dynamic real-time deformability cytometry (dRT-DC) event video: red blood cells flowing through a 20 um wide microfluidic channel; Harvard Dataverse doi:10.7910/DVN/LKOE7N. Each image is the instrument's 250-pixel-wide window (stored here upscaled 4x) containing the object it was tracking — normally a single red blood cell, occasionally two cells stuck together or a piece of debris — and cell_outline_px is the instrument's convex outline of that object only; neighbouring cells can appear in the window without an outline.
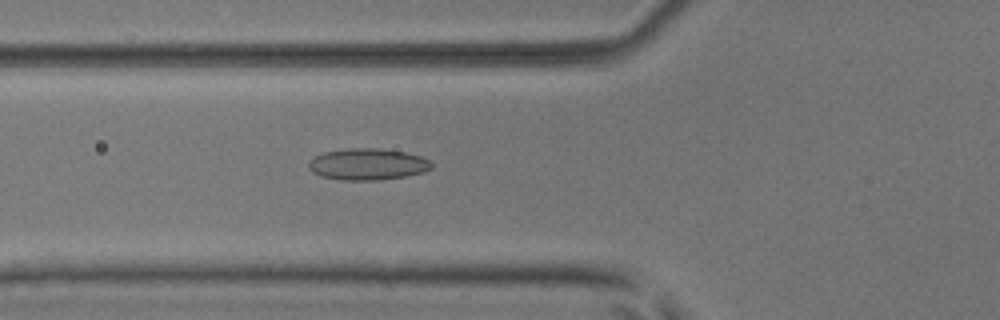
{"species": "common noctule bat (a hibernating species)", "species_latin": "Nyctalus noctula", "temperature_condition": "room temperature", "stored_images_in_passage": 51, "camera_frame_rate_fps": 3000, "um_per_image_px": 0.085, "animal": {"sex": "male", "body_mass_g": 17.9, "forearm_length_mm": 54.2}, "frame": {"image": 1, "passage_image": 19, "time_ms": 6.0, "image_size_px": [1000, 320], "cell_outline_px": [[432, 168], [424, 172], [404, 176], [380, 180], [340, 180], [320, 176], [312, 172], [308, 168], [308, 160], [324, 152], [348, 148], [380, 148], [404, 152], [420, 156], [432, 160]], "centroid_in_image_um": [31.24, 13.96], "position_along_channel_um": 94.6, "area_um2": 22.77}}
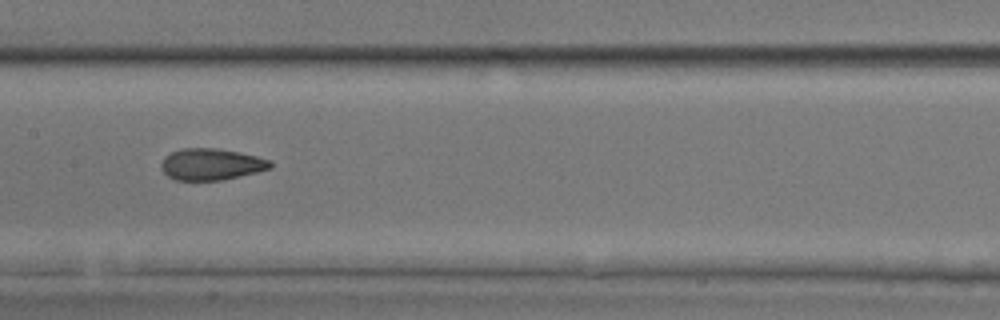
{"frame": {"image": 2, "passage_image": 26, "time_ms": 8.333, "image_size_px": [1000, 320], "cell_outline_px": [[272, 168], [256, 172], [220, 180], [176, 180], [168, 176], [164, 172], [160, 164], [164, 156], [180, 148], [216, 148], [240, 152], [272, 160]], "centroid_in_image_um": [17.95, 13.95], "position_along_channel_um": 189.4, "area_um2": 20.06}}
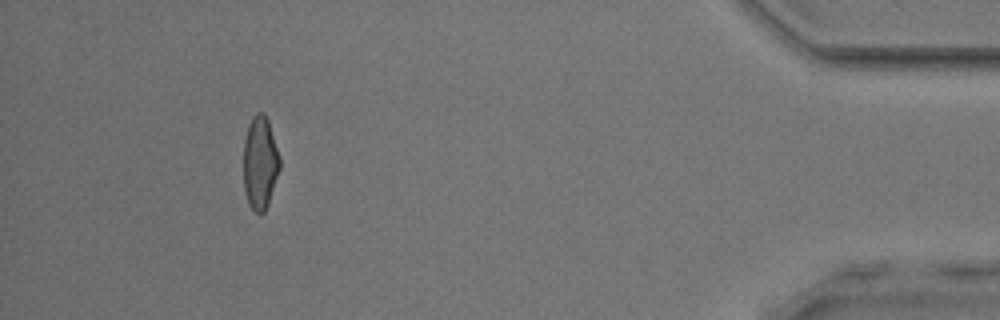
{"frame": {"image": 3, "passage_image": 47, "time_ms": 15.333, "image_size_px": [1000, 320], "cell_outline_px": [[280, 168], [268, 204], [264, 212], [256, 212], [248, 204], [244, 192], [244, 140], [248, 124], [252, 116], [256, 112], [264, 112], [268, 120], [280, 156]], "centroid_in_image_um": [22.1, 13.8], "position_along_channel_um": 413.1, "area_um2": 19.77}, "authors_computed_cell_mechanics": {"area_um2": 20.4034, "velocity_mm_per_s": 4.0527, "shape_relaxation_time_tau1_ms": 7.3044, "shape_relaxation_time_tau2_ms": 2.051, "deformation_change_tau1": 0.1588, "deformation_change_tau2": 0.0956}}